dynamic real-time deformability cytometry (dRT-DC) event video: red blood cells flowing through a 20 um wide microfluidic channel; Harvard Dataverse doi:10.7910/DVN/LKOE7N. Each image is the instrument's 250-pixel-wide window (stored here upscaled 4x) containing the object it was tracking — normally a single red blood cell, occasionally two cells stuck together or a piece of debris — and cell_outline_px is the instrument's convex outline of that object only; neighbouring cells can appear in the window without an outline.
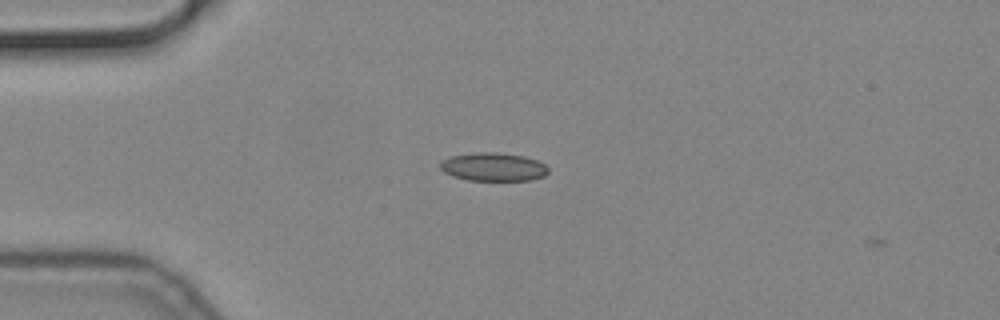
{"species": "common noctule bat (a hibernating species)", "species_latin": "Nyctalus noctula", "temperature_condition": "cold", "stored_images_in_passage": 5, "camera_frame_rate_fps": 3000, "um_per_image_px": 0.085, "animal": {"sex": "male", "body_mass_g": 19.2, "forearm_length_mm": 51.8}, "frame": {"image": 1, "passage_image": 4, "time_ms": 1.0, "image_size_px": [1000, 320], "cell_outline_px": [[548, 172], [544, 176], [532, 180], [468, 180], [452, 176], [444, 172], [440, 168], [440, 160], [452, 156], [476, 152], [496, 152], [524, 156], [536, 160], [544, 164], [548, 168]], "centroid_in_image_um": [41.92, 14.18], "position_along_channel_um": 43.1, "area_um2": 17.86}}